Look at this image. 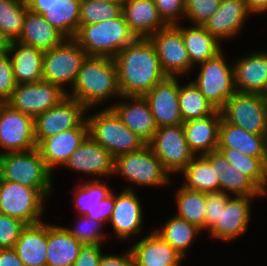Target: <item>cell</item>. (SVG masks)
<instances>
[{"mask_svg": "<svg viewBox=\"0 0 267 266\" xmlns=\"http://www.w3.org/2000/svg\"><path fill=\"white\" fill-rule=\"evenodd\" d=\"M37 148L3 153L0 179L38 190L45 198L52 193V175Z\"/></svg>", "mask_w": 267, "mask_h": 266, "instance_id": "obj_4", "label": "cell"}, {"mask_svg": "<svg viewBox=\"0 0 267 266\" xmlns=\"http://www.w3.org/2000/svg\"><path fill=\"white\" fill-rule=\"evenodd\" d=\"M220 112L227 123L253 134L267 135V98L261 94L235 92Z\"/></svg>", "mask_w": 267, "mask_h": 266, "instance_id": "obj_9", "label": "cell"}, {"mask_svg": "<svg viewBox=\"0 0 267 266\" xmlns=\"http://www.w3.org/2000/svg\"><path fill=\"white\" fill-rule=\"evenodd\" d=\"M53 0H25L27 8L37 14L43 15L44 9L48 8Z\"/></svg>", "mask_w": 267, "mask_h": 266, "instance_id": "obj_53", "label": "cell"}, {"mask_svg": "<svg viewBox=\"0 0 267 266\" xmlns=\"http://www.w3.org/2000/svg\"><path fill=\"white\" fill-rule=\"evenodd\" d=\"M113 208L114 192L111 191V193L107 195L102 201H100L94 209L87 210L85 216L95 221L102 222L105 225L110 221Z\"/></svg>", "mask_w": 267, "mask_h": 266, "instance_id": "obj_49", "label": "cell"}, {"mask_svg": "<svg viewBox=\"0 0 267 266\" xmlns=\"http://www.w3.org/2000/svg\"><path fill=\"white\" fill-rule=\"evenodd\" d=\"M45 197L36 189L0 179V213L26 225L42 222Z\"/></svg>", "mask_w": 267, "mask_h": 266, "instance_id": "obj_10", "label": "cell"}, {"mask_svg": "<svg viewBox=\"0 0 267 266\" xmlns=\"http://www.w3.org/2000/svg\"><path fill=\"white\" fill-rule=\"evenodd\" d=\"M147 145L170 175L180 173L195 157L182 124L158 127Z\"/></svg>", "mask_w": 267, "mask_h": 266, "instance_id": "obj_11", "label": "cell"}, {"mask_svg": "<svg viewBox=\"0 0 267 266\" xmlns=\"http://www.w3.org/2000/svg\"><path fill=\"white\" fill-rule=\"evenodd\" d=\"M217 148H232L241 153L260 158L267 165V135L250 133L223 118L219 125Z\"/></svg>", "mask_w": 267, "mask_h": 266, "instance_id": "obj_27", "label": "cell"}, {"mask_svg": "<svg viewBox=\"0 0 267 266\" xmlns=\"http://www.w3.org/2000/svg\"><path fill=\"white\" fill-rule=\"evenodd\" d=\"M159 16L167 25L179 24L178 18L185 15L186 0H153Z\"/></svg>", "mask_w": 267, "mask_h": 266, "instance_id": "obj_48", "label": "cell"}, {"mask_svg": "<svg viewBox=\"0 0 267 266\" xmlns=\"http://www.w3.org/2000/svg\"><path fill=\"white\" fill-rule=\"evenodd\" d=\"M219 190L235 196H264V193L242 172L234 166L220 171L218 175Z\"/></svg>", "mask_w": 267, "mask_h": 266, "instance_id": "obj_41", "label": "cell"}, {"mask_svg": "<svg viewBox=\"0 0 267 266\" xmlns=\"http://www.w3.org/2000/svg\"><path fill=\"white\" fill-rule=\"evenodd\" d=\"M2 153H1V151H0V169H1V158H2Z\"/></svg>", "mask_w": 267, "mask_h": 266, "instance_id": "obj_59", "label": "cell"}, {"mask_svg": "<svg viewBox=\"0 0 267 266\" xmlns=\"http://www.w3.org/2000/svg\"><path fill=\"white\" fill-rule=\"evenodd\" d=\"M79 217V220L77 219V221H75L76 224H74V228L65 226V229L83 245H103L105 239L107 238V234L102 230L106 225L85 215H79Z\"/></svg>", "mask_w": 267, "mask_h": 266, "instance_id": "obj_43", "label": "cell"}, {"mask_svg": "<svg viewBox=\"0 0 267 266\" xmlns=\"http://www.w3.org/2000/svg\"><path fill=\"white\" fill-rule=\"evenodd\" d=\"M25 226L21 220L0 213V249L13 248Z\"/></svg>", "mask_w": 267, "mask_h": 266, "instance_id": "obj_45", "label": "cell"}, {"mask_svg": "<svg viewBox=\"0 0 267 266\" xmlns=\"http://www.w3.org/2000/svg\"><path fill=\"white\" fill-rule=\"evenodd\" d=\"M94 1L122 2L123 0H94Z\"/></svg>", "mask_w": 267, "mask_h": 266, "instance_id": "obj_56", "label": "cell"}, {"mask_svg": "<svg viewBox=\"0 0 267 266\" xmlns=\"http://www.w3.org/2000/svg\"><path fill=\"white\" fill-rule=\"evenodd\" d=\"M17 84L35 83L43 80L44 51L19 41L9 42L7 50Z\"/></svg>", "mask_w": 267, "mask_h": 266, "instance_id": "obj_29", "label": "cell"}, {"mask_svg": "<svg viewBox=\"0 0 267 266\" xmlns=\"http://www.w3.org/2000/svg\"><path fill=\"white\" fill-rule=\"evenodd\" d=\"M149 39L155 46L162 70L167 77L183 76L189 74L191 69L193 72L182 34L174 25H167Z\"/></svg>", "mask_w": 267, "mask_h": 266, "instance_id": "obj_15", "label": "cell"}, {"mask_svg": "<svg viewBox=\"0 0 267 266\" xmlns=\"http://www.w3.org/2000/svg\"><path fill=\"white\" fill-rule=\"evenodd\" d=\"M0 266H24L13 248L0 249Z\"/></svg>", "mask_w": 267, "mask_h": 266, "instance_id": "obj_52", "label": "cell"}, {"mask_svg": "<svg viewBox=\"0 0 267 266\" xmlns=\"http://www.w3.org/2000/svg\"><path fill=\"white\" fill-rule=\"evenodd\" d=\"M174 26L182 34V39L193 67H197V64L204 63L206 60L214 58L223 51L220 42L202 25L193 24L191 27H183L182 23H179Z\"/></svg>", "mask_w": 267, "mask_h": 266, "instance_id": "obj_31", "label": "cell"}, {"mask_svg": "<svg viewBox=\"0 0 267 266\" xmlns=\"http://www.w3.org/2000/svg\"><path fill=\"white\" fill-rule=\"evenodd\" d=\"M36 146L34 118L13 109L8 103H0L1 153L28 151Z\"/></svg>", "mask_w": 267, "mask_h": 266, "instance_id": "obj_13", "label": "cell"}, {"mask_svg": "<svg viewBox=\"0 0 267 266\" xmlns=\"http://www.w3.org/2000/svg\"><path fill=\"white\" fill-rule=\"evenodd\" d=\"M65 39L42 15L27 10L19 42L45 52L60 45Z\"/></svg>", "mask_w": 267, "mask_h": 266, "instance_id": "obj_33", "label": "cell"}, {"mask_svg": "<svg viewBox=\"0 0 267 266\" xmlns=\"http://www.w3.org/2000/svg\"><path fill=\"white\" fill-rule=\"evenodd\" d=\"M176 192L174 195L178 209L176 216L196 225L201 231L204 230L206 193L189 190L182 186Z\"/></svg>", "mask_w": 267, "mask_h": 266, "instance_id": "obj_38", "label": "cell"}, {"mask_svg": "<svg viewBox=\"0 0 267 266\" xmlns=\"http://www.w3.org/2000/svg\"><path fill=\"white\" fill-rule=\"evenodd\" d=\"M236 92L261 94L265 97L267 51H255L233 63Z\"/></svg>", "mask_w": 267, "mask_h": 266, "instance_id": "obj_24", "label": "cell"}, {"mask_svg": "<svg viewBox=\"0 0 267 266\" xmlns=\"http://www.w3.org/2000/svg\"><path fill=\"white\" fill-rule=\"evenodd\" d=\"M221 0H186L185 17L194 23L202 25L218 10Z\"/></svg>", "mask_w": 267, "mask_h": 266, "instance_id": "obj_44", "label": "cell"}, {"mask_svg": "<svg viewBox=\"0 0 267 266\" xmlns=\"http://www.w3.org/2000/svg\"><path fill=\"white\" fill-rule=\"evenodd\" d=\"M179 77H167L143 95L157 127L183 124L178 106Z\"/></svg>", "mask_w": 267, "mask_h": 266, "instance_id": "obj_19", "label": "cell"}, {"mask_svg": "<svg viewBox=\"0 0 267 266\" xmlns=\"http://www.w3.org/2000/svg\"><path fill=\"white\" fill-rule=\"evenodd\" d=\"M102 246L96 244L83 245L72 266H98L103 252Z\"/></svg>", "mask_w": 267, "mask_h": 266, "instance_id": "obj_50", "label": "cell"}, {"mask_svg": "<svg viewBox=\"0 0 267 266\" xmlns=\"http://www.w3.org/2000/svg\"><path fill=\"white\" fill-rule=\"evenodd\" d=\"M188 82L185 85L179 83L178 106L183 121L215 114L218 109L204 97L192 81Z\"/></svg>", "mask_w": 267, "mask_h": 266, "instance_id": "obj_36", "label": "cell"}, {"mask_svg": "<svg viewBox=\"0 0 267 266\" xmlns=\"http://www.w3.org/2000/svg\"><path fill=\"white\" fill-rule=\"evenodd\" d=\"M69 170L90 175L107 177L114 175V157L89 135L82 144L71 154L64 166Z\"/></svg>", "mask_w": 267, "mask_h": 266, "instance_id": "obj_20", "label": "cell"}, {"mask_svg": "<svg viewBox=\"0 0 267 266\" xmlns=\"http://www.w3.org/2000/svg\"><path fill=\"white\" fill-rule=\"evenodd\" d=\"M122 14L136 38H150L167 26L153 0H123Z\"/></svg>", "mask_w": 267, "mask_h": 266, "instance_id": "obj_25", "label": "cell"}, {"mask_svg": "<svg viewBox=\"0 0 267 266\" xmlns=\"http://www.w3.org/2000/svg\"><path fill=\"white\" fill-rule=\"evenodd\" d=\"M67 96L76 99L88 110L113 97L120 99L122 95L113 58L87 56Z\"/></svg>", "mask_w": 267, "mask_h": 266, "instance_id": "obj_2", "label": "cell"}, {"mask_svg": "<svg viewBox=\"0 0 267 266\" xmlns=\"http://www.w3.org/2000/svg\"><path fill=\"white\" fill-rule=\"evenodd\" d=\"M131 185L114 194V208L109 223L117 240H127L143 230V206Z\"/></svg>", "mask_w": 267, "mask_h": 266, "instance_id": "obj_17", "label": "cell"}, {"mask_svg": "<svg viewBox=\"0 0 267 266\" xmlns=\"http://www.w3.org/2000/svg\"><path fill=\"white\" fill-rule=\"evenodd\" d=\"M81 1L53 0L42 16L66 39H73L80 27Z\"/></svg>", "mask_w": 267, "mask_h": 266, "instance_id": "obj_34", "label": "cell"}, {"mask_svg": "<svg viewBox=\"0 0 267 266\" xmlns=\"http://www.w3.org/2000/svg\"><path fill=\"white\" fill-rule=\"evenodd\" d=\"M232 196L221 190L206 193V211L204 219V230L207 231L219 219L222 208Z\"/></svg>", "mask_w": 267, "mask_h": 266, "instance_id": "obj_46", "label": "cell"}, {"mask_svg": "<svg viewBox=\"0 0 267 266\" xmlns=\"http://www.w3.org/2000/svg\"><path fill=\"white\" fill-rule=\"evenodd\" d=\"M251 13L247 0H221L218 10L203 27L218 41L236 37Z\"/></svg>", "mask_w": 267, "mask_h": 266, "instance_id": "obj_21", "label": "cell"}, {"mask_svg": "<svg viewBox=\"0 0 267 266\" xmlns=\"http://www.w3.org/2000/svg\"><path fill=\"white\" fill-rule=\"evenodd\" d=\"M9 42L0 31V53H4L8 50Z\"/></svg>", "mask_w": 267, "mask_h": 266, "instance_id": "obj_55", "label": "cell"}, {"mask_svg": "<svg viewBox=\"0 0 267 266\" xmlns=\"http://www.w3.org/2000/svg\"><path fill=\"white\" fill-rule=\"evenodd\" d=\"M266 167H267V165H266ZM267 182H266V192L264 193L265 195L264 196H266L267 194Z\"/></svg>", "mask_w": 267, "mask_h": 266, "instance_id": "obj_60", "label": "cell"}, {"mask_svg": "<svg viewBox=\"0 0 267 266\" xmlns=\"http://www.w3.org/2000/svg\"><path fill=\"white\" fill-rule=\"evenodd\" d=\"M98 266H135L130 248L122 255L104 254L102 252Z\"/></svg>", "mask_w": 267, "mask_h": 266, "instance_id": "obj_51", "label": "cell"}, {"mask_svg": "<svg viewBox=\"0 0 267 266\" xmlns=\"http://www.w3.org/2000/svg\"><path fill=\"white\" fill-rule=\"evenodd\" d=\"M86 52L74 39H65L60 45L44 52L43 81L59 86L63 91L72 88Z\"/></svg>", "mask_w": 267, "mask_h": 266, "instance_id": "obj_7", "label": "cell"}, {"mask_svg": "<svg viewBox=\"0 0 267 266\" xmlns=\"http://www.w3.org/2000/svg\"><path fill=\"white\" fill-rule=\"evenodd\" d=\"M247 3L251 14L267 13V0H247Z\"/></svg>", "mask_w": 267, "mask_h": 266, "instance_id": "obj_54", "label": "cell"}, {"mask_svg": "<svg viewBox=\"0 0 267 266\" xmlns=\"http://www.w3.org/2000/svg\"><path fill=\"white\" fill-rule=\"evenodd\" d=\"M122 175L133 184L160 187L168 186L170 174L146 144L140 150L124 153L114 158V175Z\"/></svg>", "mask_w": 267, "mask_h": 266, "instance_id": "obj_6", "label": "cell"}, {"mask_svg": "<svg viewBox=\"0 0 267 266\" xmlns=\"http://www.w3.org/2000/svg\"><path fill=\"white\" fill-rule=\"evenodd\" d=\"M27 10L25 0H0V31L8 42L18 41Z\"/></svg>", "mask_w": 267, "mask_h": 266, "instance_id": "obj_39", "label": "cell"}, {"mask_svg": "<svg viewBox=\"0 0 267 266\" xmlns=\"http://www.w3.org/2000/svg\"><path fill=\"white\" fill-rule=\"evenodd\" d=\"M184 260V258L179 262V263H177L176 265H174V266H181L182 264H181V262Z\"/></svg>", "mask_w": 267, "mask_h": 266, "instance_id": "obj_58", "label": "cell"}, {"mask_svg": "<svg viewBox=\"0 0 267 266\" xmlns=\"http://www.w3.org/2000/svg\"><path fill=\"white\" fill-rule=\"evenodd\" d=\"M237 172L245 174L263 193L266 192L267 167L257 157L247 156L232 148H217Z\"/></svg>", "mask_w": 267, "mask_h": 266, "instance_id": "obj_37", "label": "cell"}, {"mask_svg": "<svg viewBox=\"0 0 267 266\" xmlns=\"http://www.w3.org/2000/svg\"><path fill=\"white\" fill-rule=\"evenodd\" d=\"M73 190L75 210L78 211L77 214L80 212L79 215H85L87 210L94 209L112 191L103 179L96 178L84 184L79 183Z\"/></svg>", "mask_w": 267, "mask_h": 266, "instance_id": "obj_40", "label": "cell"}, {"mask_svg": "<svg viewBox=\"0 0 267 266\" xmlns=\"http://www.w3.org/2000/svg\"><path fill=\"white\" fill-rule=\"evenodd\" d=\"M48 223L26 225L13 249L24 266H47Z\"/></svg>", "mask_w": 267, "mask_h": 266, "instance_id": "obj_30", "label": "cell"}, {"mask_svg": "<svg viewBox=\"0 0 267 266\" xmlns=\"http://www.w3.org/2000/svg\"><path fill=\"white\" fill-rule=\"evenodd\" d=\"M256 197L258 196H232L225 208H222L219 219L208 230L209 236L225 242L243 236L251 220V201Z\"/></svg>", "mask_w": 267, "mask_h": 266, "instance_id": "obj_18", "label": "cell"}, {"mask_svg": "<svg viewBox=\"0 0 267 266\" xmlns=\"http://www.w3.org/2000/svg\"><path fill=\"white\" fill-rule=\"evenodd\" d=\"M122 96H143L167 78L154 44L149 38H136L113 58Z\"/></svg>", "mask_w": 267, "mask_h": 266, "instance_id": "obj_1", "label": "cell"}, {"mask_svg": "<svg viewBox=\"0 0 267 266\" xmlns=\"http://www.w3.org/2000/svg\"><path fill=\"white\" fill-rule=\"evenodd\" d=\"M223 53L221 51L214 58L199 64L198 77L192 80L204 97L218 110L236 92L233 64H227Z\"/></svg>", "mask_w": 267, "mask_h": 266, "instance_id": "obj_8", "label": "cell"}, {"mask_svg": "<svg viewBox=\"0 0 267 266\" xmlns=\"http://www.w3.org/2000/svg\"><path fill=\"white\" fill-rule=\"evenodd\" d=\"M229 166L230 162L219 150L195 156L181 171L185 178L182 187L203 193L218 191V175Z\"/></svg>", "mask_w": 267, "mask_h": 266, "instance_id": "obj_16", "label": "cell"}, {"mask_svg": "<svg viewBox=\"0 0 267 266\" xmlns=\"http://www.w3.org/2000/svg\"><path fill=\"white\" fill-rule=\"evenodd\" d=\"M265 97L267 98V82H266V85H265Z\"/></svg>", "mask_w": 267, "mask_h": 266, "instance_id": "obj_57", "label": "cell"}, {"mask_svg": "<svg viewBox=\"0 0 267 266\" xmlns=\"http://www.w3.org/2000/svg\"><path fill=\"white\" fill-rule=\"evenodd\" d=\"M120 98L122 99L112 104L110 108L147 144L158 128L147 101L143 96H121Z\"/></svg>", "mask_w": 267, "mask_h": 266, "instance_id": "obj_22", "label": "cell"}, {"mask_svg": "<svg viewBox=\"0 0 267 266\" xmlns=\"http://www.w3.org/2000/svg\"><path fill=\"white\" fill-rule=\"evenodd\" d=\"M130 247L135 266H174L183 257L156 231Z\"/></svg>", "mask_w": 267, "mask_h": 266, "instance_id": "obj_26", "label": "cell"}, {"mask_svg": "<svg viewBox=\"0 0 267 266\" xmlns=\"http://www.w3.org/2000/svg\"><path fill=\"white\" fill-rule=\"evenodd\" d=\"M82 246L64 226L48 223L47 266H72Z\"/></svg>", "mask_w": 267, "mask_h": 266, "instance_id": "obj_32", "label": "cell"}, {"mask_svg": "<svg viewBox=\"0 0 267 266\" xmlns=\"http://www.w3.org/2000/svg\"><path fill=\"white\" fill-rule=\"evenodd\" d=\"M88 109L76 99L65 97L59 104L34 119L35 142L76 127H89Z\"/></svg>", "mask_w": 267, "mask_h": 266, "instance_id": "obj_12", "label": "cell"}, {"mask_svg": "<svg viewBox=\"0 0 267 266\" xmlns=\"http://www.w3.org/2000/svg\"><path fill=\"white\" fill-rule=\"evenodd\" d=\"M122 13V2L82 0L80 24H95L118 17Z\"/></svg>", "mask_w": 267, "mask_h": 266, "instance_id": "obj_42", "label": "cell"}, {"mask_svg": "<svg viewBox=\"0 0 267 266\" xmlns=\"http://www.w3.org/2000/svg\"><path fill=\"white\" fill-rule=\"evenodd\" d=\"M156 231L167 243H169L184 259L201 229L176 215L165 221Z\"/></svg>", "mask_w": 267, "mask_h": 266, "instance_id": "obj_35", "label": "cell"}, {"mask_svg": "<svg viewBox=\"0 0 267 266\" xmlns=\"http://www.w3.org/2000/svg\"><path fill=\"white\" fill-rule=\"evenodd\" d=\"M87 56L114 58L136 37L129 29L124 15L95 24H80L73 38Z\"/></svg>", "mask_w": 267, "mask_h": 266, "instance_id": "obj_3", "label": "cell"}, {"mask_svg": "<svg viewBox=\"0 0 267 266\" xmlns=\"http://www.w3.org/2000/svg\"><path fill=\"white\" fill-rule=\"evenodd\" d=\"M88 135L89 127H76L43 139L36 148L48 169L53 173L56 166H65L71 154Z\"/></svg>", "mask_w": 267, "mask_h": 266, "instance_id": "obj_23", "label": "cell"}, {"mask_svg": "<svg viewBox=\"0 0 267 266\" xmlns=\"http://www.w3.org/2000/svg\"><path fill=\"white\" fill-rule=\"evenodd\" d=\"M89 136L114 158L140 150L146 143L129 129L110 108L87 114Z\"/></svg>", "mask_w": 267, "mask_h": 266, "instance_id": "obj_5", "label": "cell"}, {"mask_svg": "<svg viewBox=\"0 0 267 266\" xmlns=\"http://www.w3.org/2000/svg\"><path fill=\"white\" fill-rule=\"evenodd\" d=\"M67 93L50 82L17 84L11 98L6 102L13 109L36 118L46 110L59 104Z\"/></svg>", "mask_w": 267, "mask_h": 266, "instance_id": "obj_14", "label": "cell"}, {"mask_svg": "<svg viewBox=\"0 0 267 266\" xmlns=\"http://www.w3.org/2000/svg\"><path fill=\"white\" fill-rule=\"evenodd\" d=\"M221 112L183 122L185 139L195 156L217 150Z\"/></svg>", "mask_w": 267, "mask_h": 266, "instance_id": "obj_28", "label": "cell"}, {"mask_svg": "<svg viewBox=\"0 0 267 266\" xmlns=\"http://www.w3.org/2000/svg\"><path fill=\"white\" fill-rule=\"evenodd\" d=\"M11 58L8 52L0 53V103H6L16 88Z\"/></svg>", "mask_w": 267, "mask_h": 266, "instance_id": "obj_47", "label": "cell"}]
</instances>
